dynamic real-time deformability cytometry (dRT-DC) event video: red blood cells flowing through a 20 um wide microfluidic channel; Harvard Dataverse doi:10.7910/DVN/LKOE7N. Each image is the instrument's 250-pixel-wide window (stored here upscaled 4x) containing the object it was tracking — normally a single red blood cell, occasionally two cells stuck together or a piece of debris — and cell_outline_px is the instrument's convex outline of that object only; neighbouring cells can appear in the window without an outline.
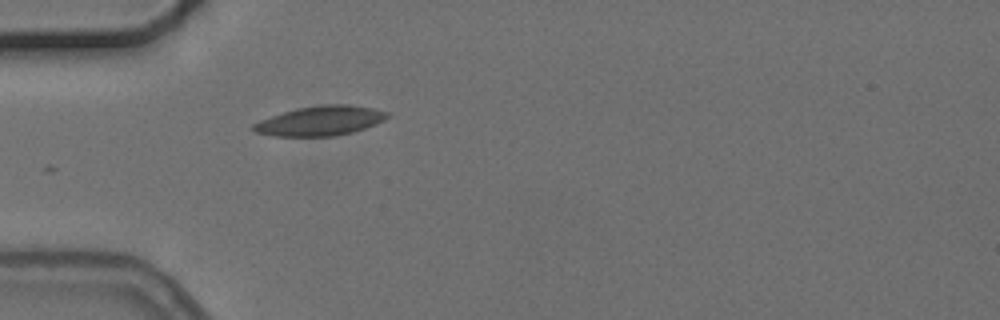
{"species": "common noctule bat (a hibernating species)", "species_latin": "Nyctalus noctula", "temperature_condition": "cold", "stored_images_in_passage": 3, "camera_frame_rate_fps": 3000, "um_per_image_px": 0.085, "animal": {"sex": "female", "body_mass_g": 24.6, "forearm_length_mm": 56.2}, "frame": {"image": 1, "passage_image": 3, "time_ms": 3.333, "image_size_px": [1000, 320], "cell_outline_px": [[392, 116], [376, 124], [352, 132], [332, 136], [272, 136], [256, 132], [252, 128], [252, 124], [260, 120], [296, 108], [324, 104], [344, 104], [372, 108], [392, 112]], "centroid_in_image_um": [27.27, 10.26], "position_along_channel_um": 57.7, "area_um2": 23.12}}